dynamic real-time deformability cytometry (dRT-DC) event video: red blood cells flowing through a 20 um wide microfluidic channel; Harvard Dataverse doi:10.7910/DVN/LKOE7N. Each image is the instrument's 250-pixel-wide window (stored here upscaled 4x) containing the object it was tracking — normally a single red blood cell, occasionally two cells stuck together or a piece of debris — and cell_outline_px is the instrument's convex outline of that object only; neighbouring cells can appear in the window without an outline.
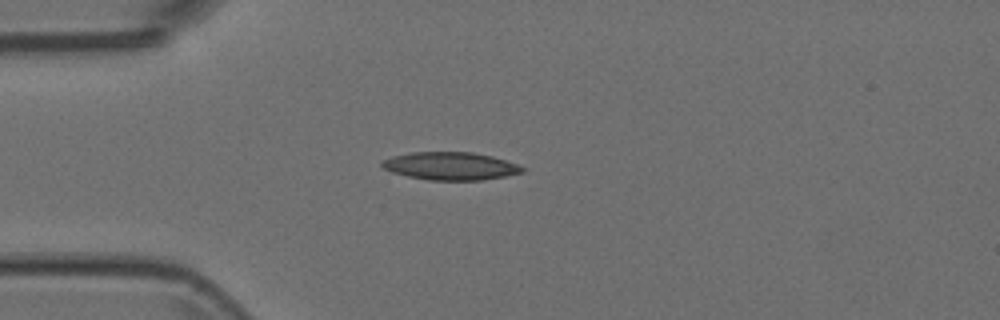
{"species": "Egyptian fruit bat (a non-hibernating species)", "species_latin": "Rousettus aegyptiacus", "temperature_condition": "room temperature", "stored_images_in_passage": 2, "camera_frame_rate_fps": 3000, "um_per_image_px": 0.085, "animal": {"sex": "female"}, "frame": {"image": 1, "passage_image": 2, "time_ms": 0.333, "image_size_px": [1000, 320], "cell_outline_px": [[524, 172], [484, 180], [428, 180], [408, 176], [392, 172], [384, 168], [380, 164], [380, 160], [392, 156], [412, 152], [472, 152], [492, 156], [516, 164], [524, 168]], "centroid_in_image_um": [38.25, 14.11], "position_along_channel_um": 46.7, "area_um2": 22.72}}